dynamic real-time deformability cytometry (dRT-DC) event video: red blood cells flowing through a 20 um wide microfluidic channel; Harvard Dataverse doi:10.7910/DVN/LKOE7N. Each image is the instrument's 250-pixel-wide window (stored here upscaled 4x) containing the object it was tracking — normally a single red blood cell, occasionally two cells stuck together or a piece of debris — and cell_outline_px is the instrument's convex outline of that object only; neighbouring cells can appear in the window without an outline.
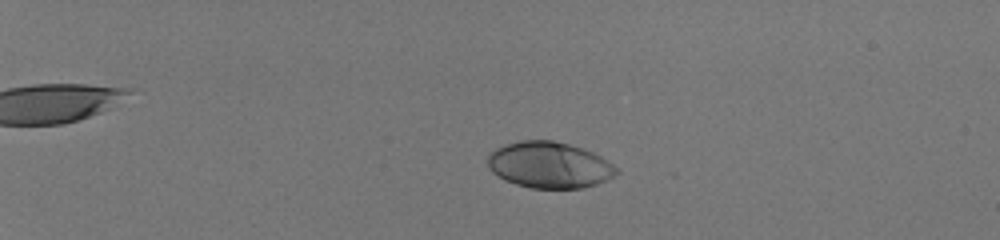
{"species": "human", "species_latin": "Homo sapiens", "temperature_condition": "room temperature", "stored_images_in_passage": 56, "camera_frame_rate_fps": 3000, "um_per_image_px": 0.085, "donor": {"sex": "male"}, "frame": {"image": 1, "passage_image": 16, "time_ms": 5.0, "image_size_px": [1000, 240], "cell_outline_px": [[620, 172], [616, 176], [608, 180], [584, 188], [532, 188], [516, 184], [504, 180], [492, 172], [488, 168], [488, 156], [496, 148], [504, 144], [520, 140], [552, 140], [568, 144], [592, 152], [600, 156], [620, 168]], "centroid_in_image_um": [46.72, 14.03], "position_along_channel_um": 38.3, "area_um2": 34.91}}
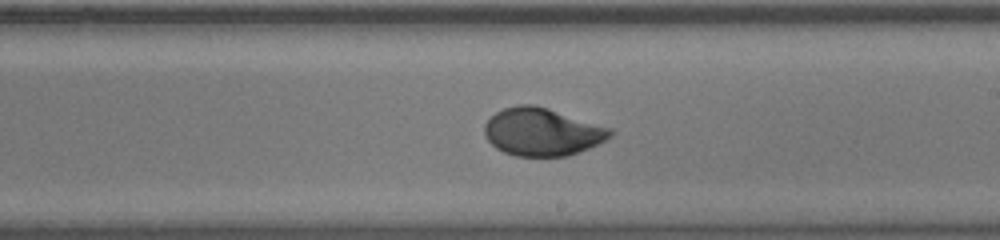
{"frame": {"image": 2, "passage_image": 39, "time_ms": 12.667, "image_size_px": [1000, 240], "cell_outline_px": [[616, 132], [612, 136], [588, 148], [568, 156], [516, 156], [504, 152], [496, 148], [484, 136], [484, 124], [496, 112], [504, 108], [520, 104], [532, 104], [548, 108], [612, 128]], "centroid_in_image_um": [46.08, 11.21], "position_along_channel_um": 242.9, "area_um2": 34.97}}
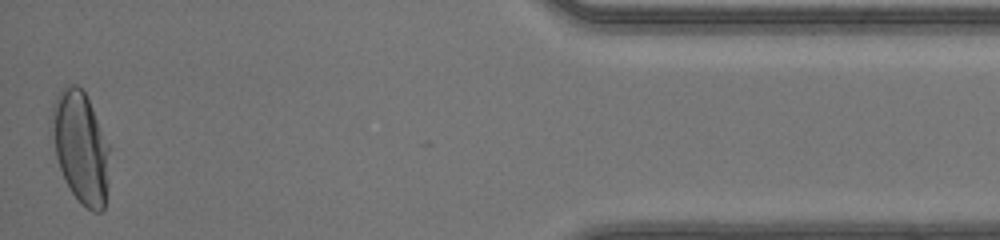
{"frame": {"image": 3, "passage_image": 56, "time_ms": 18.333, "image_size_px": [1000, 240], "cell_outline_px": [[112, 148], [108, 184], [104, 208], [100, 212], [92, 212], [72, 192], [64, 180], [56, 156], [48, 124], [52, 104], [60, 88], [64, 84], [76, 84], [84, 92]], "centroid_in_image_um": [6.85, 12.46], "position_along_channel_um": 428.3, "area_um2": 38.55}, "authors_computed_cell_mechanics": {"area_um2": 35.1424, "velocity_mm_per_s": 4.1408, "shape_relaxation_time_tau1_ms": 3.6938, "shape_relaxation_time_tau2_ms": null, "deformation_change_tau1": 0.1902, "deformation_change_tau2": null}}